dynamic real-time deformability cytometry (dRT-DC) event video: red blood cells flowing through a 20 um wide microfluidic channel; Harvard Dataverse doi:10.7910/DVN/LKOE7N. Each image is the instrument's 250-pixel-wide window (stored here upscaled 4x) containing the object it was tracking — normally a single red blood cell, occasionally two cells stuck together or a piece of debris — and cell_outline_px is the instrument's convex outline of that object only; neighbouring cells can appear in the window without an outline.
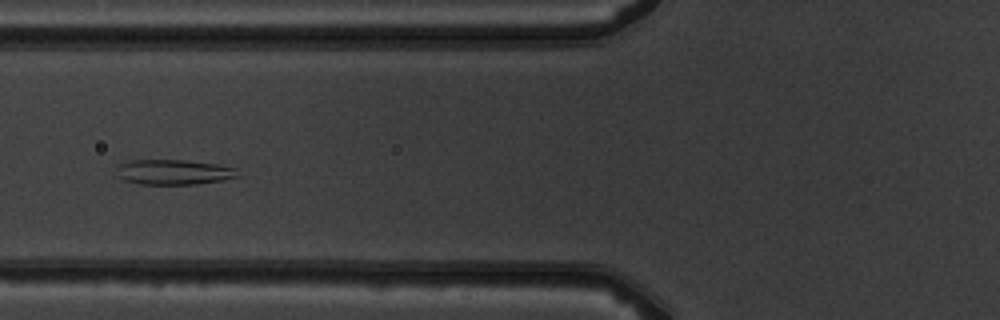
{"species": "common noctule bat (a hibernating species)", "species_latin": "Nyctalus noctula", "temperature_condition": "warm", "stored_images_in_passage": 6, "camera_frame_rate_fps": 3000, "um_per_image_px": 0.085, "animal": {"sex": "male", "body_mass_g": 19.5, "forearm_length_mm": 54.6}, "frame": {"image": 1, "passage_image": 5, "time_ms": 4.667, "image_size_px": [1000, 320], "cell_outline_px": [[240, 176], [220, 180], [196, 184], [140, 184], [124, 180], [116, 176], [116, 164], [132, 160], [184, 160], [216, 164], [236, 168]], "centroid_in_image_um": [14.7, 14.62], "position_along_channel_um": 111.1, "area_um2": 17.8}}